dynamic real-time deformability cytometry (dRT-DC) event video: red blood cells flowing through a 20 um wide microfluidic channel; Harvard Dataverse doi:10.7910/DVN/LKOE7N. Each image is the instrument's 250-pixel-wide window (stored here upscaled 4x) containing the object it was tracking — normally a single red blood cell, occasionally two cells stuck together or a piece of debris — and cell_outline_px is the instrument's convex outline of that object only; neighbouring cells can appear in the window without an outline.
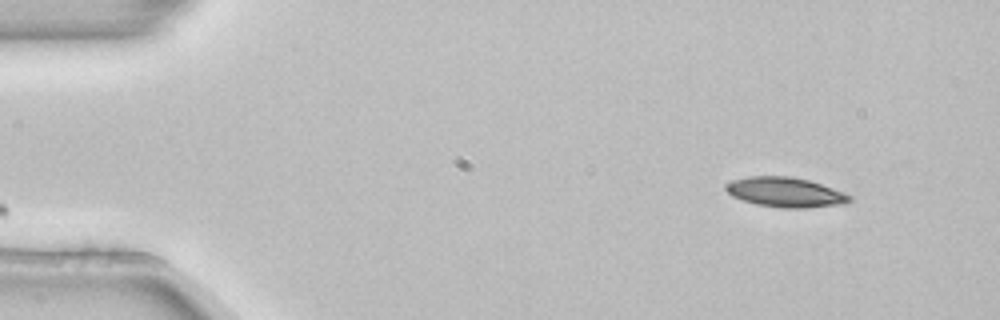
{"species": "common noctule bat (a hibernating species)", "species_latin": "Nyctalus noctula", "temperature_condition": "room temperature", "stored_images_in_passage": 2, "camera_frame_rate_fps": 3000, "um_per_image_px": 0.085, "animal": {"sex": "female", "body_mass_g": 22.7, "forearm_length_mm": 54.2}, "frame": {"image": 1, "passage_image": 2, "time_ms": 0.333, "image_size_px": [1000, 320], "cell_outline_px": [[852, 200], [844, 204], [804, 208], [784, 208], [756, 204], [732, 196], [724, 188], [724, 184], [732, 180], [748, 176], [792, 176], [808, 180], [844, 192], [852, 196]], "centroid_in_image_um": [66.75, 16.33], "position_along_channel_um": 18.3, "area_um2": 21.5}}